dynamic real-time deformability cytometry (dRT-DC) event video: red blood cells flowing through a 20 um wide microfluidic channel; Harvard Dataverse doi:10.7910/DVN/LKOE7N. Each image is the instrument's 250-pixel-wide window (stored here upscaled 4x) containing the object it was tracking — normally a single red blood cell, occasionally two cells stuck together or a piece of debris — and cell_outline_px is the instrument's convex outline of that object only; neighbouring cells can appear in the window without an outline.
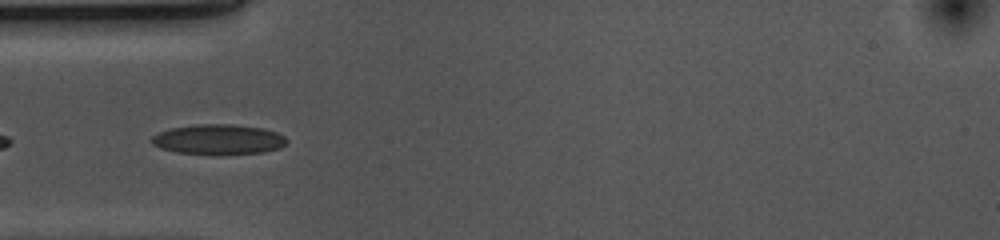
{"species": "common noctule bat (a hibernating species)", "species_latin": "Nyctalus noctula", "temperature_condition": "cold", "stored_images_in_passage": 17, "camera_frame_rate_fps": 3000, "um_per_image_px": 0.085, "animal": {"sex": "female", "body_mass_g": 10.0, "forearm_length_mm": 53.1}, "frame": {"image": 1, "passage_image": 15, "time_ms": 4.667, "image_size_px": [1000, 240], "cell_outline_px": [[288, 140], [280, 148], [264, 152], [176, 152], [160, 148], [152, 144], [152, 136], [160, 132], [172, 128], [196, 124], [232, 124], [264, 128], [276, 132], [284, 136]], "centroid_in_image_um": [18.58, 11.81], "position_along_channel_um": 66.4, "area_um2": 22.83}}